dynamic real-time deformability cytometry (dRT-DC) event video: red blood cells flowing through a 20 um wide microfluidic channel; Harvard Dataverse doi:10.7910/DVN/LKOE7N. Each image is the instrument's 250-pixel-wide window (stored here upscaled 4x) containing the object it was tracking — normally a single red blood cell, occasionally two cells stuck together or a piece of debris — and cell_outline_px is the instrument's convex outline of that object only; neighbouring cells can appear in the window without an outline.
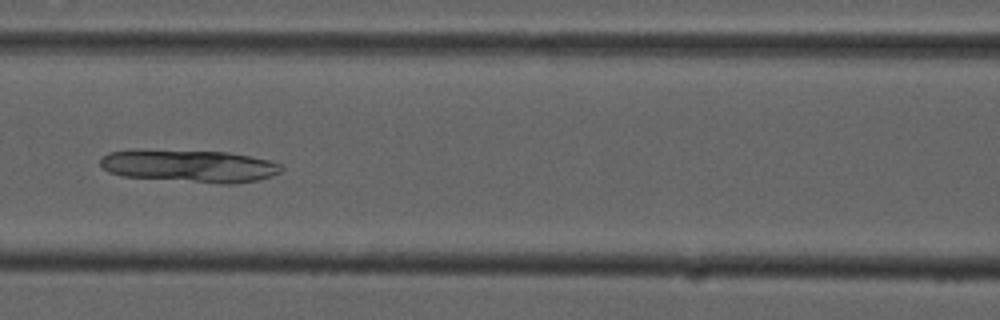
{"species": "common noctule bat (a hibernating species)", "species_latin": "Nyctalus noctula", "temperature_condition": "cold", "stored_images_in_passage": 47, "camera_frame_rate_fps": 3000, "um_per_image_px": 0.085, "animal": {"sex": "male", "forearm_length_mm": 52.5}, "frame": {"image": 1, "passage_image": 20, "time_ms": 6.333, "image_size_px": [1000, 320], "cell_outline_px": [[284, 168], [280, 172], [272, 176], [256, 180], [236, 184], [224, 184], [124, 176], [108, 172], [100, 164], [100, 160], [108, 152], [228, 152], [268, 160], [280, 164]], "centroid_in_image_um": [16.21, 14.15], "position_along_channel_um": 150.4, "area_um2": 32.95}}
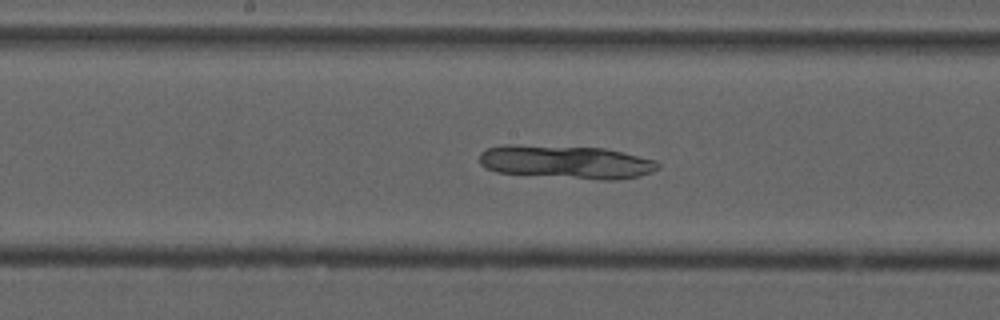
{"frame": {"image": 2, "passage_image": 24, "time_ms": 7.667, "image_size_px": [1000, 320], "cell_outline_px": [[660, 168], [652, 172], [636, 176], [616, 180], [600, 180], [496, 172], [484, 168], [480, 164], [480, 152], [488, 148], [504, 144], [512, 144], [604, 148], [656, 160], [660, 164]], "centroid_in_image_um": [48.1, 13.77], "position_along_channel_um": 200.1, "area_um2": 34.8}}